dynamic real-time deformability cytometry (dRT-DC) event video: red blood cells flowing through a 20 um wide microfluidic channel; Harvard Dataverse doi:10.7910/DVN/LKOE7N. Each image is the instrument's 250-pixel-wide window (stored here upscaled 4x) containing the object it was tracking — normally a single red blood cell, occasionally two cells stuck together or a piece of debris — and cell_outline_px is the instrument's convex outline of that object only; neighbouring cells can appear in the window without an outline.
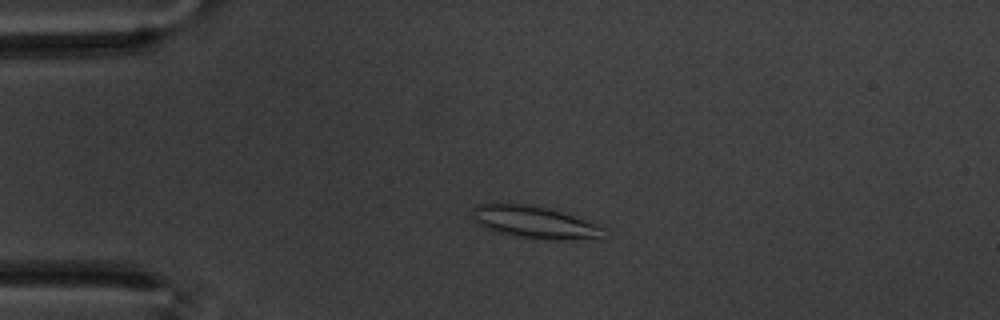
{"species": "common noctule bat (a hibernating species)", "species_latin": "Nyctalus noctula", "temperature_condition": "warm", "stored_images_in_passage": 59, "camera_frame_rate_fps": 3000, "um_per_image_px": 0.085, "animal": {"sex": "male", "body_mass_g": 20.1, "forearm_length_mm": 53.5}, "frame": {"image": 1, "passage_image": 14, "time_ms": 4.333, "image_size_px": [1000, 320], "cell_outline_px": [[600, 240], [548, 240], [516, 236], [496, 232], [484, 228], [476, 224], [472, 220], [472, 208], [476, 204], [500, 200], [532, 204], [548, 208], [596, 224], [600, 228]], "centroid_in_image_um": [45.27, 18.85], "position_along_channel_um": 39.7, "area_um2": 25.49}}
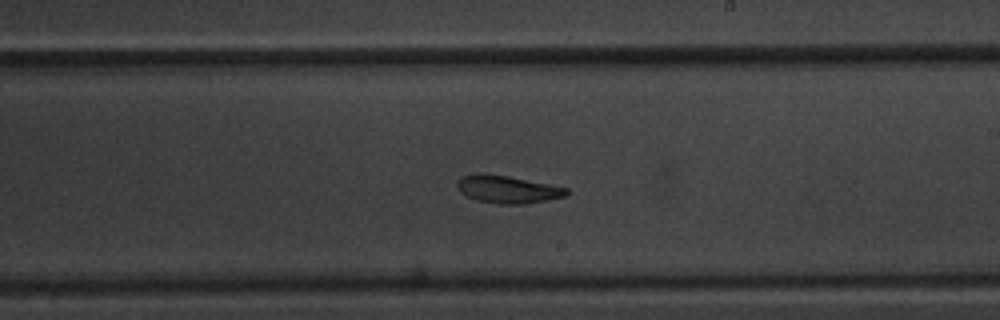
{"frame": {"image": 2, "passage_image": 35, "time_ms": 11.333, "image_size_px": [1000, 320], "cell_outline_px": [[568, 196], [524, 204], [496, 204], [476, 200], [460, 192], [456, 184], [460, 176], [476, 172], [484, 172], [508, 176], [552, 184], [568, 188]], "centroid_in_image_um": [43.13, 16.07], "position_along_channel_um": 245.9, "area_um2": 17.98}}
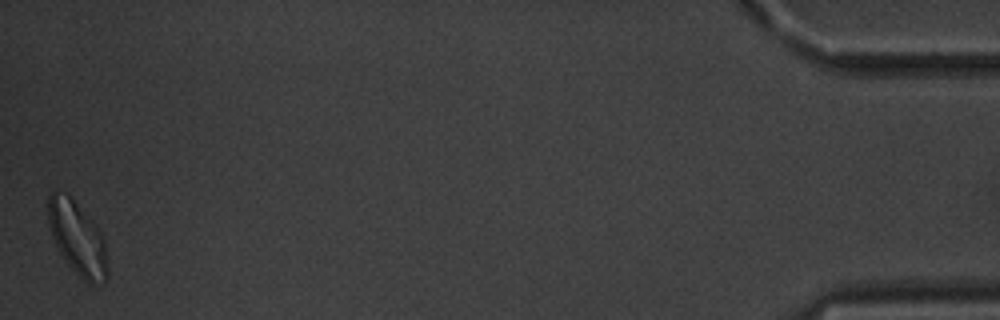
{"frame": {"image": 3, "passage_image": 59, "time_ms": 19.333, "image_size_px": [1000, 320], "cell_outline_px": [[108, 276], [104, 280], [92, 284], [88, 284], [68, 264], [60, 252], [52, 236], [48, 224], [48, 196], [52, 188], [56, 188], [72, 196], [96, 224], [104, 240], [108, 260]], "centroid_in_image_um": [6.57, 20.17], "position_along_channel_um": 428.6, "area_um2": 25.72}, "authors_computed_cell_mechanics": {"area_um2": 19.8832, "velocity_mm_per_s": 3.407, "shape_relaxation_time_tau1_ms": 8.4742, "shape_relaxation_time_tau2_ms": 4.8896, "deformation_change_tau1": 0.1456, "deformation_change_tau2": 0.1324}}